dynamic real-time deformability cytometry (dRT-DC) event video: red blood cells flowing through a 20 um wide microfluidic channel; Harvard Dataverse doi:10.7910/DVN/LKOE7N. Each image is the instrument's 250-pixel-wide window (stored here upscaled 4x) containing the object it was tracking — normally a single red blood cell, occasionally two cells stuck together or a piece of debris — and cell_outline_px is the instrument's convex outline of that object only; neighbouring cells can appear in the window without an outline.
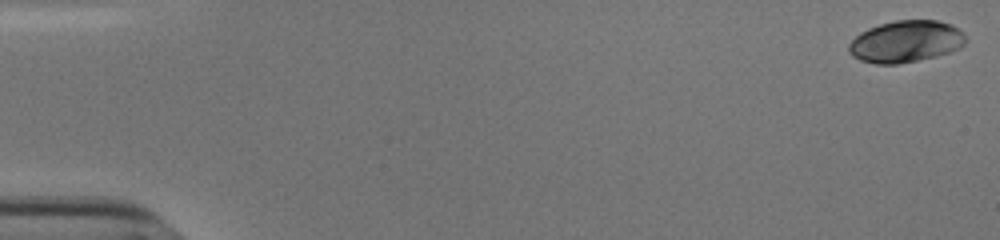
{"species": "human", "species_latin": "Homo sapiens", "temperature_condition": "cold", "stored_images_in_passage": 46, "camera_frame_rate_fps": 3000, "um_per_image_px": 0.085, "donor": {"sex": "male"}, "frame": {"image": 1, "passage_image": 1, "time_ms": 0.0, "image_size_px": [1000, 240], "cell_outline_px": [[968, 40], [960, 48], [936, 56], [896, 64], [876, 64], [860, 60], [852, 56], [848, 52], [848, 44], [860, 32], [868, 28], [880, 24], [896, 20], [936, 20], [952, 24], [964, 32]], "centroid_in_image_um": [77.0, 3.52], "position_along_channel_um": 8.0, "area_um2": 28.61}}
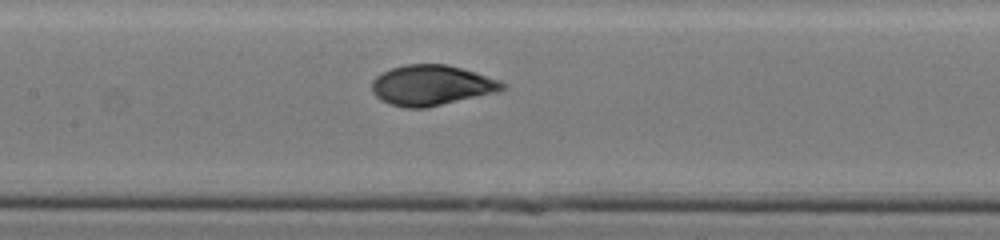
{"frame": {"image": 2, "passage_image": 27, "time_ms": 8.667, "image_size_px": [1000, 240], "cell_outline_px": [[508, 88], [496, 92], [424, 108], [404, 108], [388, 104], [380, 100], [372, 92], [372, 80], [376, 76], [392, 68], [408, 64], [448, 64], [500, 80], [508, 84]], "centroid_in_image_um": [36.68, 7.25], "position_along_channel_um": 170.7, "area_um2": 30.63}}
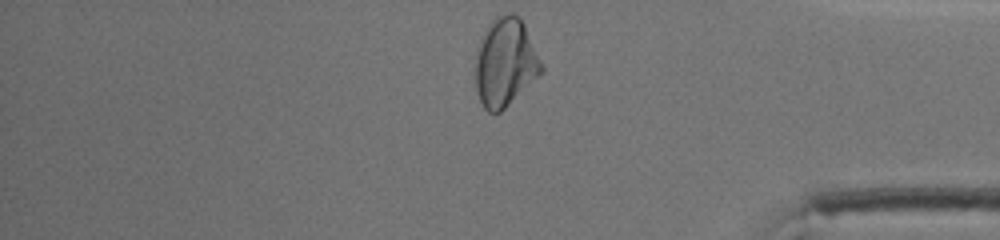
{"frame": {"image": 3, "passage_image": 46, "time_ms": 15.0, "image_size_px": [1000, 240], "cell_outline_px": [[544, 72], [500, 112], [488, 112], [484, 108], [480, 100], [476, 88], [472, 72], [480, 40], [488, 24], [496, 16], [508, 12], [512, 12], [524, 24], [544, 64]], "centroid_in_image_um": [42.94, 5.31], "position_along_channel_um": 392.3, "area_um2": 34.45}, "authors_computed_cell_mechanics": {"area_um2": 30.0849, "velocity_mm_per_s": 3.8207, "shape_relaxation_time_tau1_ms": 3.7158, "shape_relaxation_time_tau2_ms": 1.0352, "deformation_change_tau1": 0.1508, "deformation_change_tau2": 0.0413}}